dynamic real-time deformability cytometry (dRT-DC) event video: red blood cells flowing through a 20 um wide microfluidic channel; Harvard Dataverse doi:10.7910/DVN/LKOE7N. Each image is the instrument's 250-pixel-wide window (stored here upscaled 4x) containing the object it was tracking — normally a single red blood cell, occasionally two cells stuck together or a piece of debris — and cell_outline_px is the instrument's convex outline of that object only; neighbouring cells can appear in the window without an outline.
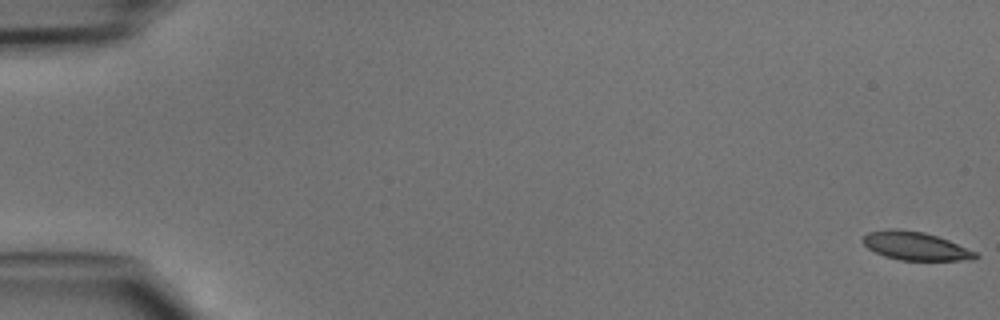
{"species": "common noctule bat (a hibernating species)", "species_latin": "Nyctalus noctula", "temperature_condition": "cold", "stored_images_in_passage": 48, "camera_frame_rate_fps": 3000, "um_per_image_px": 0.085, "animal": {"sex": "male", "body_mass_g": 15.6}, "frame": {"image": 1, "passage_image": 1, "time_ms": 0.0, "image_size_px": [1000, 320], "cell_outline_px": [[980, 256], [972, 260], [900, 260], [884, 256], [868, 248], [860, 240], [868, 232], [888, 228], [896, 228], [924, 232], [948, 240], [976, 252]], "centroid_in_image_um": [77.78, 20.9], "position_along_channel_um": 7.2, "area_um2": 18.61}}
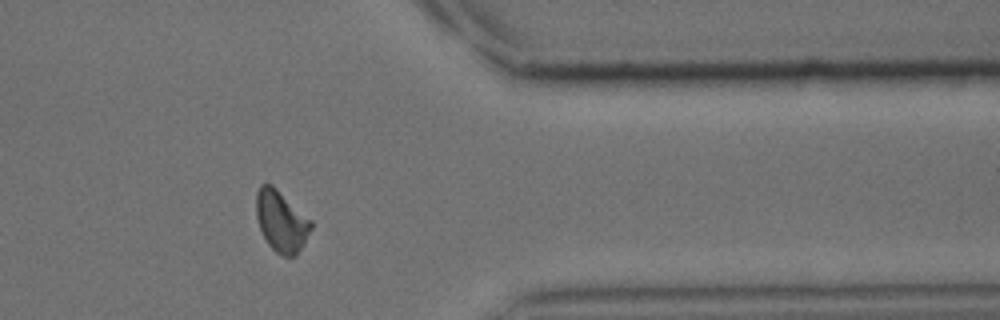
{"frame": {"image": 2, "passage_image": 40, "time_ms": 13.0, "image_size_px": [1000, 320], "cell_outline_px": [[312, 228], [304, 244], [292, 256], [284, 256], [276, 252], [268, 244], [260, 228], [256, 216], [256, 192], [260, 184], [272, 184], [312, 220]], "centroid_in_image_um": [23.9, 18.77], "position_along_channel_um": 387.5, "area_um2": 19.42}}
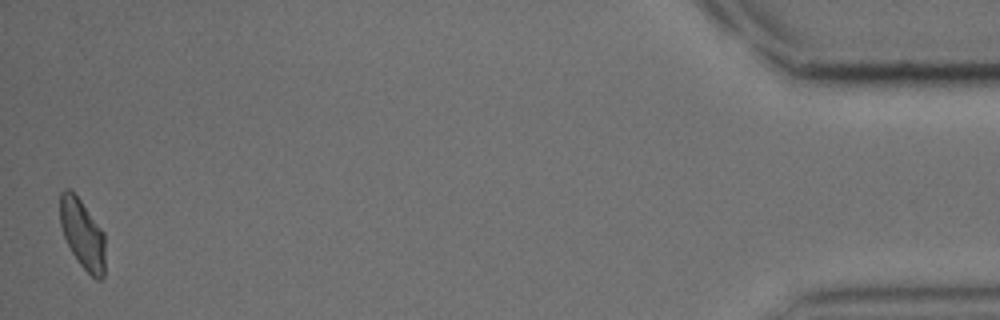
{"frame": {"image": 3, "passage_image": 48, "time_ms": 15.667, "image_size_px": [1000, 320], "cell_outline_px": [[104, 276], [100, 280], [96, 280], [80, 264], [72, 252], [64, 236], [60, 224], [60, 192], [64, 188], [68, 188], [80, 200], [104, 232]], "centroid_in_image_um": [7.0, 19.89], "position_along_channel_um": 428.2, "area_um2": 18.03}}